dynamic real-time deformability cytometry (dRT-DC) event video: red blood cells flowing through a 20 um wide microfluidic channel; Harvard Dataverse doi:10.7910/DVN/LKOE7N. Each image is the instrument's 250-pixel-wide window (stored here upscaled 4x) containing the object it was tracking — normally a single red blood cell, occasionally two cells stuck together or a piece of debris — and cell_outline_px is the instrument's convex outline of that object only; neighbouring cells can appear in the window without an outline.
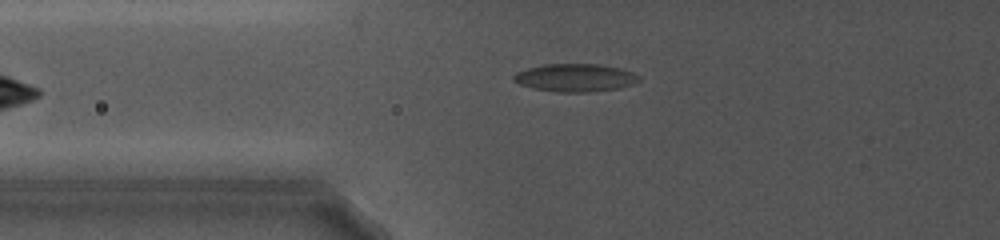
{"species": "common noctule bat (a hibernating species)", "species_latin": "Nyctalus noctula", "temperature_condition": "cold", "stored_images_in_passage": 29, "camera_frame_rate_fps": 5000, "um_per_image_px": 0.085, "animal": {"sex": "female", "body_mass_g": 19.0, "forearm_length_mm": 56.7}, "frame": {"image": 1, "passage_image": 17, "time_ms": 10.6, "image_size_px": [1000, 240], "cell_outline_px": [[640, 80], [632, 84], [620, 88], [592, 92], [560, 92], [532, 88], [520, 84], [512, 80], [512, 76], [516, 72], [528, 68], [544, 64], [600, 64], [620, 68], [632, 72], [640, 76]], "centroid_in_image_um": [48.89, 6.6], "position_along_channel_um": 76.9, "area_um2": 20.46}}
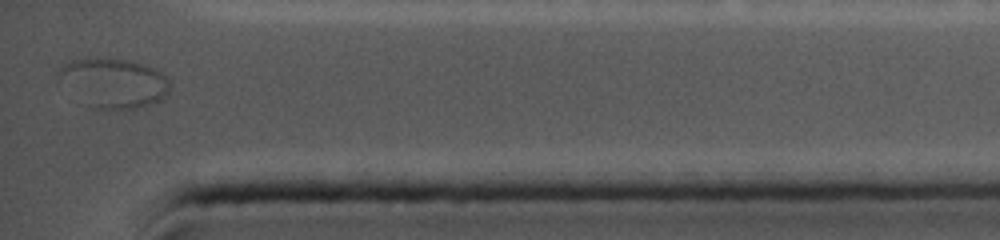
{"frame": {"image": 2, "passage_image": 29, "time_ms": 20.6, "image_size_px": [1000, 240], "cell_outline_px": [[172, 84], [168, 92], [160, 100], [136, 108], [88, 108], [56, 80], [56, 76], [60, 68], [64, 64], [72, 60], [96, 56], [128, 60], [144, 64], [160, 72]], "centroid_in_image_um": [9.58, 7.02], "position_along_channel_um": 425.6, "area_um2": 32.48}, "authors_computed_cell_mechanics": {"area_um2": 23.0622, "velocity_mm_per_s": 3.6205, "shape_relaxation_time_tau1_ms": 0.6435, "shape_relaxation_time_tau2_ms": null, "deformation_change_tau1": 0.0345, "deformation_change_tau2": null}}